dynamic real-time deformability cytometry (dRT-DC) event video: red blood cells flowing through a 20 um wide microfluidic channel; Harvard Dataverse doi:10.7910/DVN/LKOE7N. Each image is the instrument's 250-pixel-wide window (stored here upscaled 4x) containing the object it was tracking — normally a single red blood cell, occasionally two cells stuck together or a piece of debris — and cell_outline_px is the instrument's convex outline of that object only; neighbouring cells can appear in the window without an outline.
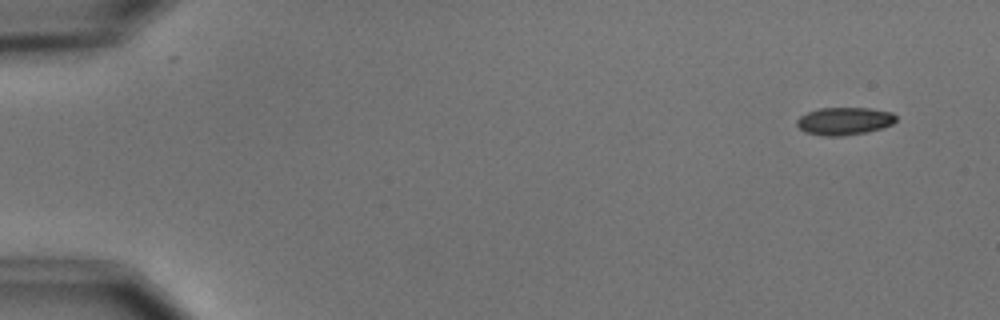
{"species": "common noctule bat (a hibernating species)", "species_latin": "Nyctalus noctula", "temperature_condition": "cold", "stored_images_in_passage": 6, "camera_frame_rate_fps": 3000, "um_per_image_px": 0.085, "animal": {"sex": "male", "body_mass_g": 15.6}, "frame": {"image": 1, "passage_image": 1, "time_ms": 0.0, "image_size_px": [1000, 320], "cell_outline_px": [[896, 120], [892, 124], [868, 132], [844, 136], [820, 136], [804, 132], [796, 124], [796, 120], [800, 116], [808, 112], [820, 108], [868, 108], [892, 112], [896, 116]], "centroid_in_image_um": [71.74, 10.3], "position_along_channel_um": 13.3, "area_um2": 16.07}}
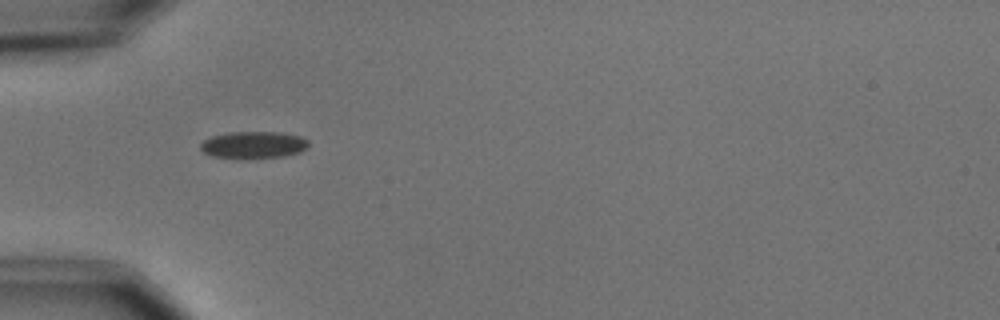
{"frame": {"image": 2, "passage_image": 5, "time_ms": 4.667, "image_size_px": [1000, 320], "cell_outline_px": [[308, 144], [300, 152], [284, 156], [212, 156], [204, 152], [200, 148], [200, 144], [204, 140], [212, 136], [232, 132], [280, 132], [300, 136], [308, 140]], "centroid_in_image_um": [21.56, 12.27], "position_along_channel_um": 63.4, "area_um2": 16.18}}